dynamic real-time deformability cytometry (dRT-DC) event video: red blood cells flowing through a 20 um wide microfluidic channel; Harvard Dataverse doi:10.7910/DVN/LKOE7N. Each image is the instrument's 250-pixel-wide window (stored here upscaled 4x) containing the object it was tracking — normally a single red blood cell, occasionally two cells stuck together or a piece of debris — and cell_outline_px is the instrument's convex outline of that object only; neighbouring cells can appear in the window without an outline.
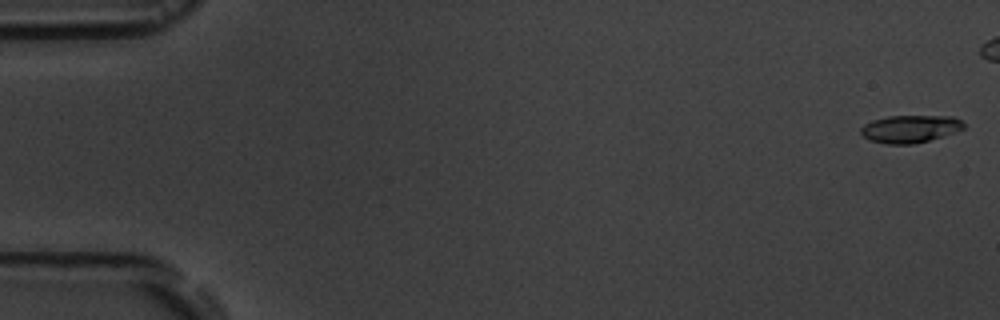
{"species": "common noctule bat (a hibernating species)", "species_latin": "Nyctalus noctula", "temperature_condition": "room temperature", "stored_images_in_passage": 10, "camera_frame_rate_fps": 3000, "um_per_image_px": 0.085, "animal": {"sex": "male", "body_mass_g": 19.5, "forearm_length_mm": 54.6}, "frame": {"image": 1, "passage_image": 1, "time_ms": 0.0, "image_size_px": [1000, 320], "cell_outline_px": [[964, 128], [928, 140], [912, 144], [888, 144], [868, 140], [860, 132], [860, 128], [864, 124], [872, 120], [888, 116], [952, 116], [960, 120], [964, 124]], "centroid_in_image_um": [77.3, 10.94], "position_along_channel_um": 7.7, "area_um2": 16.3}}
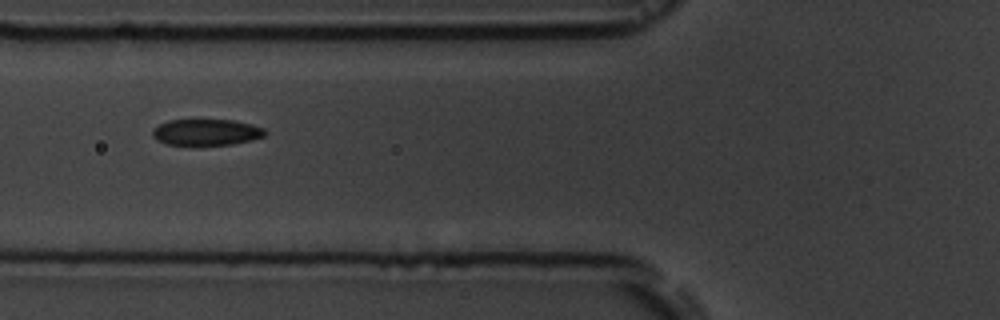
{"frame": {"image": 2, "passage_image": 7, "time_ms": 8.667, "image_size_px": [1000, 320], "cell_outline_px": [[268, 132], [264, 136], [252, 140], [232, 144], [196, 148], [192, 148], [164, 144], [156, 140], [152, 136], [152, 128], [168, 120], [232, 120], [252, 124], [264, 128]], "centroid_in_image_um": [17.49, 11.29], "position_along_channel_um": 108.3, "area_um2": 18.21}}
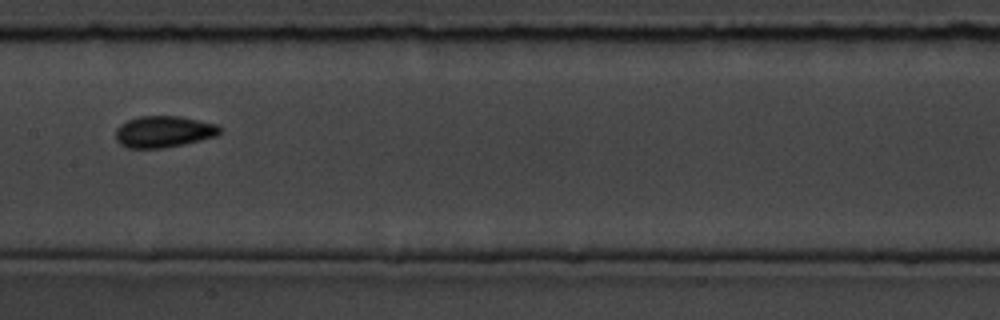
{"frame": {"image": 3, "passage_image": 9, "time_ms": 11.0, "image_size_px": [1000, 320], "cell_outline_px": [[220, 132], [216, 136], [184, 144], [164, 148], [128, 148], [120, 144], [116, 140], [116, 128], [120, 124], [128, 120], [140, 116], [180, 116], [216, 124], [220, 128]], "centroid_in_image_um": [13.88, 11.19], "position_along_channel_um": 193.5, "area_um2": 19.07}}